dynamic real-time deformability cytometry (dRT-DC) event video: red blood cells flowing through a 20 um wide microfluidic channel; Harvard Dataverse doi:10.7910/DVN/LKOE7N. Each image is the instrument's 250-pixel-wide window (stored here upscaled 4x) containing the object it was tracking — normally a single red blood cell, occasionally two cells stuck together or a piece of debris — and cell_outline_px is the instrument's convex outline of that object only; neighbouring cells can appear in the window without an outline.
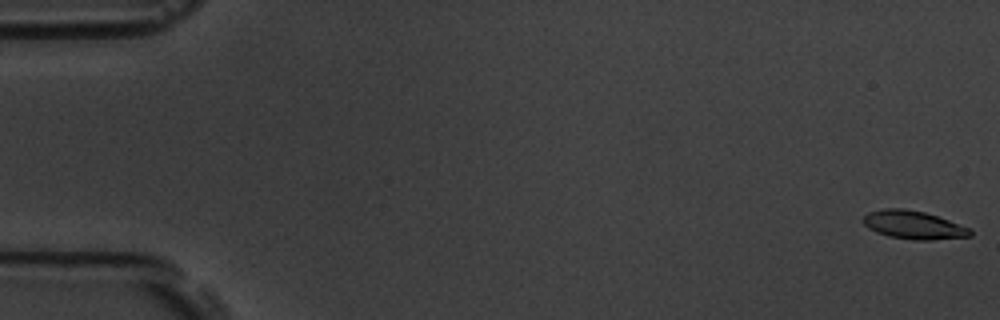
{"species": "common noctule bat (a hibernating species)", "species_latin": "Nyctalus noctula", "temperature_condition": "room temperature", "stored_images_in_passage": 57, "camera_frame_rate_fps": 3000, "um_per_image_px": 0.085, "animal": {"sex": "male", "body_mass_g": 19.5, "forearm_length_mm": 54.6}, "frame": {"image": 1, "passage_image": 1, "time_ms": 0.0, "image_size_px": [1000, 320], "cell_outline_px": [[972, 236], [932, 240], [916, 240], [888, 236], [876, 232], [868, 228], [864, 224], [864, 216], [868, 212], [884, 208], [904, 208], [924, 212], [972, 228]], "centroid_in_image_um": [77.66, 19.12], "position_along_channel_um": 7.3, "area_um2": 17.63}}
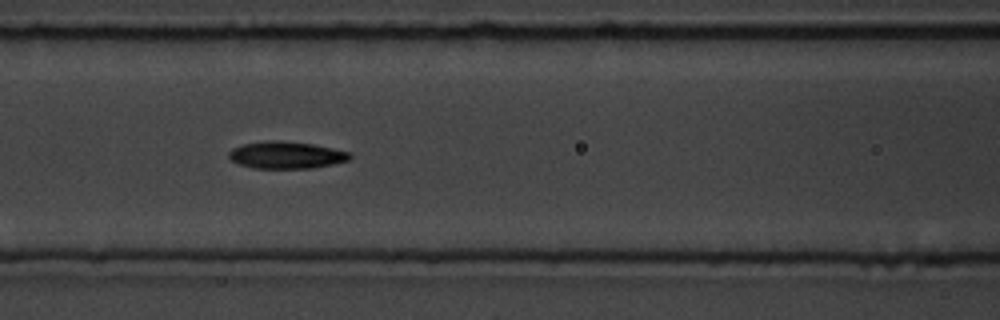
{"frame": {"image": 2, "passage_image": 25, "time_ms": 8.0, "image_size_px": [1000, 320], "cell_outline_px": [[352, 156], [348, 160], [332, 164], [312, 168], [252, 168], [240, 164], [232, 160], [228, 156], [228, 152], [232, 148], [244, 144], [268, 140], [276, 140], [312, 144], [352, 152]], "centroid_in_image_um": [24.33, 13.18], "position_along_channel_um": 142.3, "area_um2": 19.02}}
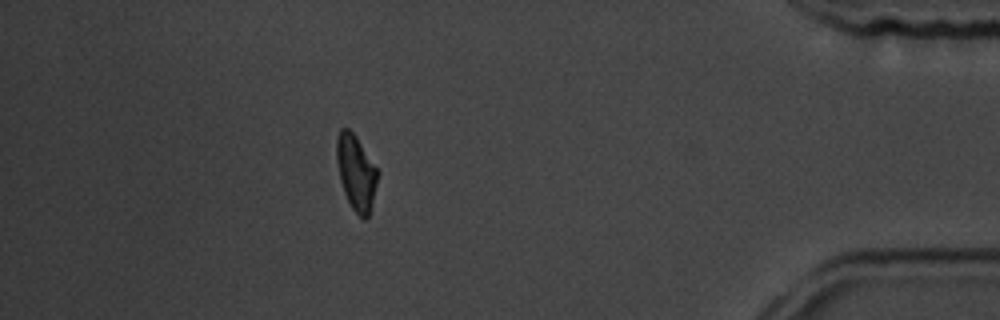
{"frame": {"image": 3, "passage_image": 51, "time_ms": 16.667, "image_size_px": [1000, 320], "cell_outline_px": [[380, 172], [372, 204], [368, 216], [364, 220], [352, 208], [344, 192], [340, 180], [336, 160], [336, 136], [340, 128], [348, 128], [356, 136]], "centroid_in_image_um": [30.27, 14.63], "position_along_channel_um": 404.9, "area_um2": 18.09}, "authors_computed_cell_mechanics": {"area_um2": 18.1492, "velocity_mm_per_s": 3.5807, "shape_relaxation_time_tau1_ms": 2.8982, "shape_relaxation_time_tau2_ms": 3.4212, "deformation_change_tau1": 0.117, "deformation_change_tau2": 0.102}}